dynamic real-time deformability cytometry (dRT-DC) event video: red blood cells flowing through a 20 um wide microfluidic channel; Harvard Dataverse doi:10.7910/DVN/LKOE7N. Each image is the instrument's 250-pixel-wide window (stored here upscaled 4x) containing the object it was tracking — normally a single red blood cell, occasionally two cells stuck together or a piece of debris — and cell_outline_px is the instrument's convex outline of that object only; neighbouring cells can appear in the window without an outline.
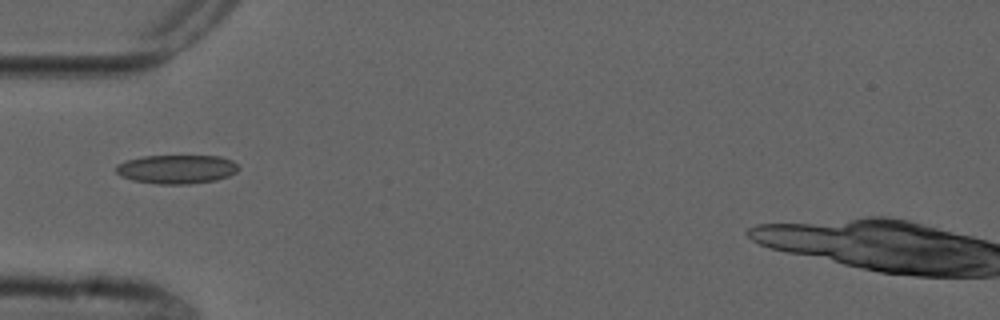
{"species": "common noctule bat (a hibernating species)", "species_latin": "Nyctalus noctula", "temperature_condition": "cold", "stored_images_in_passage": 5, "camera_frame_rate_fps": 3000, "um_per_image_px": 0.085, "animal": {"sex": "male", "forearm_length_mm": 52.5}, "frame": {"image": 1, "passage_image": 5, "time_ms": 5.0, "image_size_px": [1000, 320], "cell_outline_px": [[240, 168], [236, 172], [228, 176], [216, 180], [188, 184], [160, 184], [132, 180], [120, 176], [116, 172], [116, 164], [128, 160], [144, 156], [220, 156], [232, 160]], "centroid_in_image_um": [15.02, 14.38], "position_along_channel_um": 70.0, "area_um2": 20.58}}